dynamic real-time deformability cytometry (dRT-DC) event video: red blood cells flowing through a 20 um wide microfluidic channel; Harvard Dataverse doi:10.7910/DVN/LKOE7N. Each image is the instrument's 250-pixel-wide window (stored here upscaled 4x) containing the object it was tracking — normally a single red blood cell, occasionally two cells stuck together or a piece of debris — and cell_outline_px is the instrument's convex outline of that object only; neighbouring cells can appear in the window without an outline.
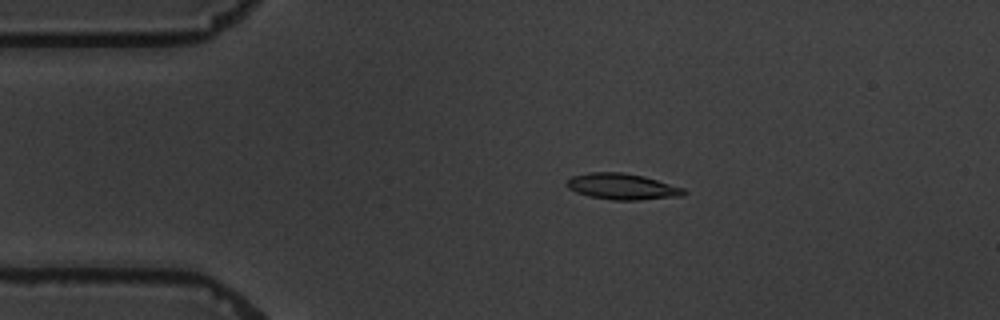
{"species": "common noctule bat (a hibernating species)", "species_latin": "Nyctalus noctula", "temperature_condition": "warm", "stored_images_in_passage": 4, "camera_frame_rate_fps": 3000, "um_per_image_px": 0.085, "animal": {"sex": "male", "body_mass_g": 19.5, "forearm_length_mm": 54.6}, "frame": {"image": 1, "passage_image": 3, "time_ms": 2.333, "image_size_px": [1000, 320], "cell_outline_px": [[688, 192], [684, 196], [640, 200], [612, 200], [588, 196], [576, 192], [568, 188], [564, 184], [572, 176], [588, 172], [624, 172], [644, 176], [684, 188]], "centroid_in_image_um": [52.9, 15.86], "position_along_channel_um": 32.1, "area_um2": 18.03}}